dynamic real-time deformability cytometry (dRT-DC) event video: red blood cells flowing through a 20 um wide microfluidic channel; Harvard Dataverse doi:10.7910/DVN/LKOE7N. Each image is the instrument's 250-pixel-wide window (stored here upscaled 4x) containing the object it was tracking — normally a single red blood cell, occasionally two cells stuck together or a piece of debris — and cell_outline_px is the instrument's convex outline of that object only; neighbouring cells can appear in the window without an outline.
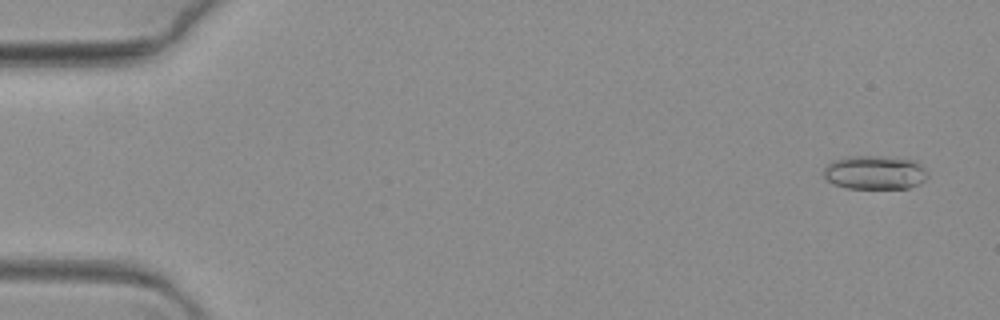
{"species": "common noctule bat (a hibernating species)", "species_latin": "Nyctalus noctula", "temperature_condition": "warm", "stored_images_in_passage": 69, "camera_frame_rate_fps": 3000, "um_per_image_px": 0.085, "animal": {"sex": "female", "body_mass_g": 19.3, "forearm_length_mm": 54.1}, "frame": {"image": 1, "passage_image": 4, "time_ms": 1.0, "image_size_px": [1000, 320], "cell_outline_px": [[928, 176], [920, 184], [908, 188], [848, 188], [836, 184], [828, 180], [824, 176], [824, 168], [832, 160], [848, 156], [880, 156], [916, 160], [924, 168]], "centroid_in_image_um": [74.38, 14.65], "position_along_channel_um": 10.6, "area_um2": 20.46}}
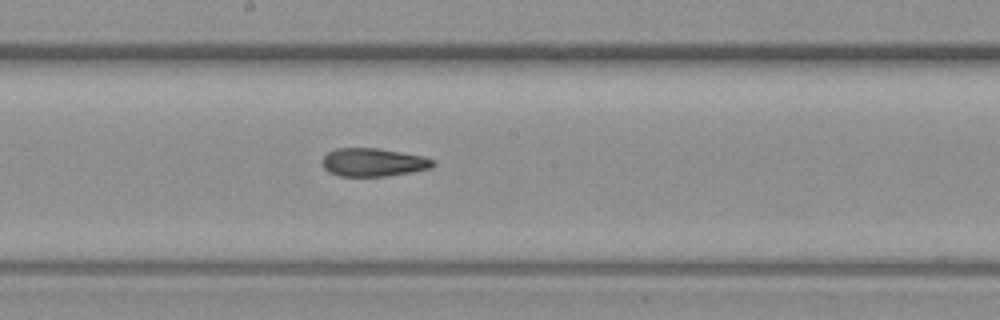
{"frame": {"image": 2, "passage_image": 38, "time_ms": 12.333, "image_size_px": [1000, 320], "cell_outline_px": [[436, 164], [432, 168], [412, 172], [388, 176], [340, 176], [328, 172], [324, 168], [320, 160], [328, 152], [336, 148], [376, 148], [424, 156], [432, 160]], "centroid_in_image_um": [31.71, 13.8], "position_along_channel_um": 216.5, "area_um2": 18.32}}
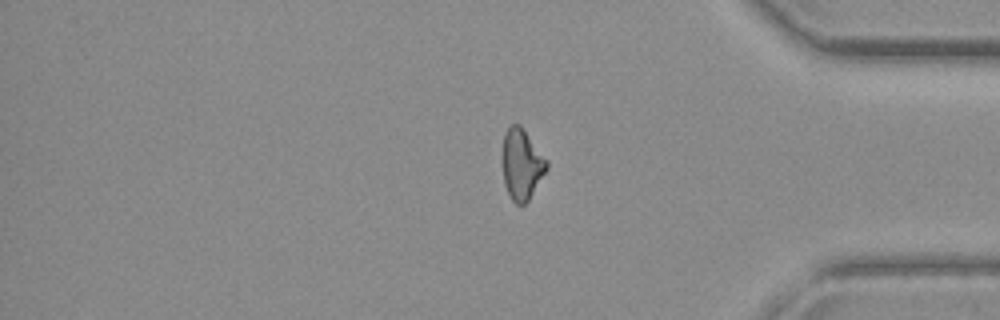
{"frame": {"image": 3, "passage_image": 57, "time_ms": 18.667, "image_size_px": [1000, 320], "cell_outline_px": [[548, 168], [528, 200], [524, 204], [516, 204], [512, 200], [504, 184], [504, 132], [512, 124], [520, 124], [548, 160]], "centroid_in_image_um": [44.38, 13.95], "position_along_channel_um": 390.8, "area_um2": 17.86}}